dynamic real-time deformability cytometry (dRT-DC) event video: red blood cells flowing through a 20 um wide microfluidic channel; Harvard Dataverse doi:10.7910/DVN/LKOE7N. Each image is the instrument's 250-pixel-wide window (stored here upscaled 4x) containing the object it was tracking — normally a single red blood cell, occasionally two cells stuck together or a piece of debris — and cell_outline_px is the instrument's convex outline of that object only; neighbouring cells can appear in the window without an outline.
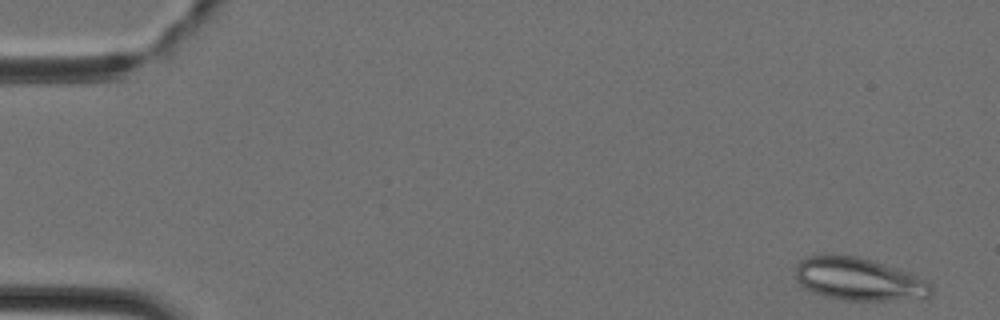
{"species": "Egyptian fruit bat (a non-hibernating species)", "species_latin": "Rousettus aegyptiacus", "temperature_condition": "cold", "stored_images_in_passage": 46, "camera_frame_rate_fps": 3000, "um_per_image_px": 0.085, "animal": {"sex": "female"}, "frame": {"image": 1, "passage_image": 2, "time_ms": 0.333, "image_size_px": [1000, 320], "cell_outline_px": [[932, 296], [928, 300], [844, 300], [824, 296], [812, 292], [800, 284], [796, 276], [796, 264], [800, 260], [808, 256], [856, 256], [872, 260], [908, 272], [928, 280], [932, 284]], "centroid_in_image_um": [73.1, 23.76], "position_along_channel_um": 11.9, "area_um2": 33.99}}
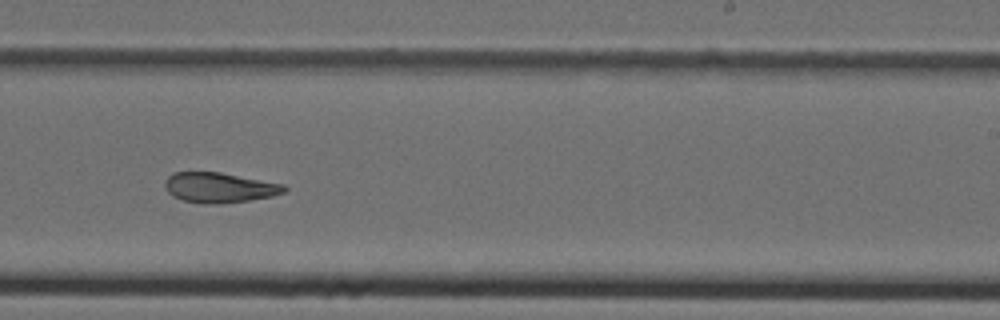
{"frame": {"image": 2, "passage_image": 28, "time_ms": 9.0, "image_size_px": [1000, 320], "cell_outline_px": [[288, 188], [284, 192], [272, 196], [248, 200], [220, 204], [204, 204], [184, 200], [172, 196], [164, 188], [164, 180], [172, 172], [220, 172], [284, 184]], "centroid_in_image_um": [18.61, 15.94], "position_along_channel_um": 270.4, "area_um2": 21.04}}
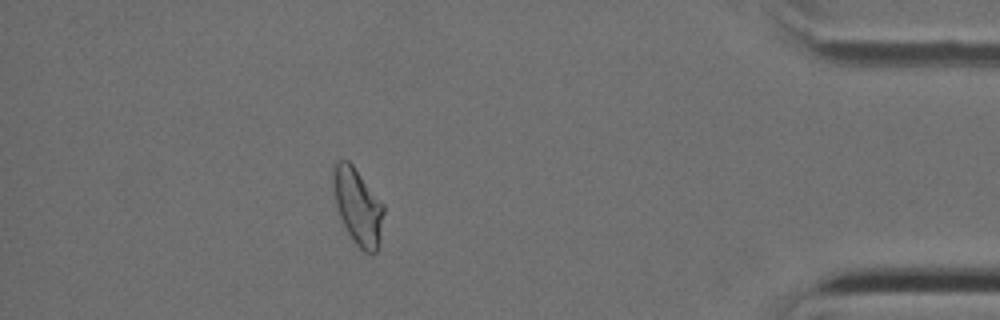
{"frame": {"image": 3, "passage_image": 40, "time_ms": 13.0, "image_size_px": [1000, 320], "cell_outline_px": [[384, 212], [380, 240], [376, 252], [372, 256], [364, 252], [356, 244], [348, 232], [336, 208], [332, 180], [332, 168], [336, 160], [348, 160], [352, 164], [384, 204]], "centroid_in_image_um": [30.41, 17.54], "position_along_channel_um": 404.8, "area_um2": 22.6}}